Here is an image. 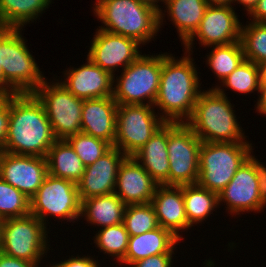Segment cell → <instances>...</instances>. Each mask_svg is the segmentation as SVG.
<instances>
[{"instance_id": "cell-14", "label": "cell", "mask_w": 266, "mask_h": 267, "mask_svg": "<svg viewBox=\"0 0 266 267\" xmlns=\"http://www.w3.org/2000/svg\"><path fill=\"white\" fill-rule=\"evenodd\" d=\"M141 47L135 39L97 28L87 57L114 77L118 68L124 70L142 54Z\"/></svg>"}, {"instance_id": "cell-21", "label": "cell", "mask_w": 266, "mask_h": 267, "mask_svg": "<svg viewBox=\"0 0 266 267\" xmlns=\"http://www.w3.org/2000/svg\"><path fill=\"white\" fill-rule=\"evenodd\" d=\"M117 108L113 96L83 100L81 132L114 146Z\"/></svg>"}, {"instance_id": "cell-13", "label": "cell", "mask_w": 266, "mask_h": 267, "mask_svg": "<svg viewBox=\"0 0 266 267\" xmlns=\"http://www.w3.org/2000/svg\"><path fill=\"white\" fill-rule=\"evenodd\" d=\"M235 10L233 6L208 5L198 29L183 44V49L193 54L195 40L204 48L240 41L242 22Z\"/></svg>"}, {"instance_id": "cell-26", "label": "cell", "mask_w": 266, "mask_h": 267, "mask_svg": "<svg viewBox=\"0 0 266 267\" xmlns=\"http://www.w3.org/2000/svg\"><path fill=\"white\" fill-rule=\"evenodd\" d=\"M48 174L77 184L81 179L85 165L65 139H57L47 154Z\"/></svg>"}, {"instance_id": "cell-36", "label": "cell", "mask_w": 266, "mask_h": 267, "mask_svg": "<svg viewBox=\"0 0 266 267\" xmlns=\"http://www.w3.org/2000/svg\"><path fill=\"white\" fill-rule=\"evenodd\" d=\"M175 253H162L133 262L129 267H174ZM174 257V258H173Z\"/></svg>"}, {"instance_id": "cell-40", "label": "cell", "mask_w": 266, "mask_h": 267, "mask_svg": "<svg viewBox=\"0 0 266 267\" xmlns=\"http://www.w3.org/2000/svg\"><path fill=\"white\" fill-rule=\"evenodd\" d=\"M0 267H37V266L27 260L10 257L0 252Z\"/></svg>"}, {"instance_id": "cell-19", "label": "cell", "mask_w": 266, "mask_h": 267, "mask_svg": "<svg viewBox=\"0 0 266 267\" xmlns=\"http://www.w3.org/2000/svg\"><path fill=\"white\" fill-rule=\"evenodd\" d=\"M158 184L132 157L121 163L116 178L115 194L126 204L151 203Z\"/></svg>"}, {"instance_id": "cell-4", "label": "cell", "mask_w": 266, "mask_h": 267, "mask_svg": "<svg viewBox=\"0 0 266 267\" xmlns=\"http://www.w3.org/2000/svg\"><path fill=\"white\" fill-rule=\"evenodd\" d=\"M93 13L102 24L98 29L135 39L142 46L160 31L159 11L140 0H96Z\"/></svg>"}, {"instance_id": "cell-37", "label": "cell", "mask_w": 266, "mask_h": 267, "mask_svg": "<svg viewBox=\"0 0 266 267\" xmlns=\"http://www.w3.org/2000/svg\"><path fill=\"white\" fill-rule=\"evenodd\" d=\"M254 167L257 179H258V189L262 203L266 206V165L260 162L259 159L252 153L247 159Z\"/></svg>"}, {"instance_id": "cell-5", "label": "cell", "mask_w": 266, "mask_h": 267, "mask_svg": "<svg viewBox=\"0 0 266 267\" xmlns=\"http://www.w3.org/2000/svg\"><path fill=\"white\" fill-rule=\"evenodd\" d=\"M23 29L0 27V63L4 95L33 93L46 79L29 51Z\"/></svg>"}, {"instance_id": "cell-1", "label": "cell", "mask_w": 266, "mask_h": 267, "mask_svg": "<svg viewBox=\"0 0 266 267\" xmlns=\"http://www.w3.org/2000/svg\"><path fill=\"white\" fill-rule=\"evenodd\" d=\"M191 55L185 51L178 59L162 52L160 86L153 106L166 123H186L203 91L198 76L201 73Z\"/></svg>"}, {"instance_id": "cell-9", "label": "cell", "mask_w": 266, "mask_h": 267, "mask_svg": "<svg viewBox=\"0 0 266 267\" xmlns=\"http://www.w3.org/2000/svg\"><path fill=\"white\" fill-rule=\"evenodd\" d=\"M30 214L37 217L46 227L48 217L58 222L76 223L81 220V200L77 184L72 181L47 175L36 194L30 199ZM61 219V221H60Z\"/></svg>"}, {"instance_id": "cell-47", "label": "cell", "mask_w": 266, "mask_h": 267, "mask_svg": "<svg viewBox=\"0 0 266 267\" xmlns=\"http://www.w3.org/2000/svg\"><path fill=\"white\" fill-rule=\"evenodd\" d=\"M0 95H4V74L0 63Z\"/></svg>"}, {"instance_id": "cell-39", "label": "cell", "mask_w": 266, "mask_h": 267, "mask_svg": "<svg viewBox=\"0 0 266 267\" xmlns=\"http://www.w3.org/2000/svg\"><path fill=\"white\" fill-rule=\"evenodd\" d=\"M9 120V95H0V149L6 140Z\"/></svg>"}, {"instance_id": "cell-35", "label": "cell", "mask_w": 266, "mask_h": 267, "mask_svg": "<svg viewBox=\"0 0 266 267\" xmlns=\"http://www.w3.org/2000/svg\"><path fill=\"white\" fill-rule=\"evenodd\" d=\"M30 214V199L0 177V219Z\"/></svg>"}, {"instance_id": "cell-32", "label": "cell", "mask_w": 266, "mask_h": 267, "mask_svg": "<svg viewBox=\"0 0 266 267\" xmlns=\"http://www.w3.org/2000/svg\"><path fill=\"white\" fill-rule=\"evenodd\" d=\"M247 23L242 25L240 42L245 59L258 65L266 61V23Z\"/></svg>"}, {"instance_id": "cell-29", "label": "cell", "mask_w": 266, "mask_h": 267, "mask_svg": "<svg viewBox=\"0 0 266 267\" xmlns=\"http://www.w3.org/2000/svg\"><path fill=\"white\" fill-rule=\"evenodd\" d=\"M206 55V64L216 76L219 84L230 75L245 59L240 41L219 46H211Z\"/></svg>"}, {"instance_id": "cell-18", "label": "cell", "mask_w": 266, "mask_h": 267, "mask_svg": "<svg viewBox=\"0 0 266 267\" xmlns=\"http://www.w3.org/2000/svg\"><path fill=\"white\" fill-rule=\"evenodd\" d=\"M127 156L116 147H112L95 163L85 167L77 183L80 200L115 192L118 170Z\"/></svg>"}, {"instance_id": "cell-7", "label": "cell", "mask_w": 266, "mask_h": 267, "mask_svg": "<svg viewBox=\"0 0 266 267\" xmlns=\"http://www.w3.org/2000/svg\"><path fill=\"white\" fill-rule=\"evenodd\" d=\"M252 143L202 142L198 184L219 194L254 153Z\"/></svg>"}, {"instance_id": "cell-48", "label": "cell", "mask_w": 266, "mask_h": 267, "mask_svg": "<svg viewBox=\"0 0 266 267\" xmlns=\"http://www.w3.org/2000/svg\"><path fill=\"white\" fill-rule=\"evenodd\" d=\"M2 219H0V245H1V226H2Z\"/></svg>"}, {"instance_id": "cell-22", "label": "cell", "mask_w": 266, "mask_h": 267, "mask_svg": "<svg viewBox=\"0 0 266 267\" xmlns=\"http://www.w3.org/2000/svg\"><path fill=\"white\" fill-rule=\"evenodd\" d=\"M164 5L166 9L159 11V29L165 24L163 20L167 15L183 45L198 29L208 3L206 0H165Z\"/></svg>"}, {"instance_id": "cell-28", "label": "cell", "mask_w": 266, "mask_h": 267, "mask_svg": "<svg viewBox=\"0 0 266 267\" xmlns=\"http://www.w3.org/2000/svg\"><path fill=\"white\" fill-rule=\"evenodd\" d=\"M183 199L188 229L198 224L200 226L217 208L219 209L218 194L201 187L198 183L183 185Z\"/></svg>"}, {"instance_id": "cell-27", "label": "cell", "mask_w": 266, "mask_h": 267, "mask_svg": "<svg viewBox=\"0 0 266 267\" xmlns=\"http://www.w3.org/2000/svg\"><path fill=\"white\" fill-rule=\"evenodd\" d=\"M52 1L0 0V27L23 29L27 24L41 17L46 12L45 10L50 7Z\"/></svg>"}, {"instance_id": "cell-31", "label": "cell", "mask_w": 266, "mask_h": 267, "mask_svg": "<svg viewBox=\"0 0 266 267\" xmlns=\"http://www.w3.org/2000/svg\"><path fill=\"white\" fill-rule=\"evenodd\" d=\"M96 232L93 237L95 246L101 253L111 256V259L114 257L115 263L119 264L125 258L129 240L124 224L103 227Z\"/></svg>"}, {"instance_id": "cell-24", "label": "cell", "mask_w": 266, "mask_h": 267, "mask_svg": "<svg viewBox=\"0 0 266 267\" xmlns=\"http://www.w3.org/2000/svg\"><path fill=\"white\" fill-rule=\"evenodd\" d=\"M168 123H165L132 157L158 185L168 186Z\"/></svg>"}, {"instance_id": "cell-16", "label": "cell", "mask_w": 266, "mask_h": 267, "mask_svg": "<svg viewBox=\"0 0 266 267\" xmlns=\"http://www.w3.org/2000/svg\"><path fill=\"white\" fill-rule=\"evenodd\" d=\"M48 175L47 159L39 156L0 153V177L31 199Z\"/></svg>"}, {"instance_id": "cell-33", "label": "cell", "mask_w": 266, "mask_h": 267, "mask_svg": "<svg viewBox=\"0 0 266 267\" xmlns=\"http://www.w3.org/2000/svg\"><path fill=\"white\" fill-rule=\"evenodd\" d=\"M123 224L129 236H136L159 227L151 203L129 204L126 206Z\"/></svg>"}, {"instance_id": "cell-15", "label": "cell", "mask_w": 266, "mask_h": 267, "mask_svg": "<svg viewBox=\"0 0 266 267\" xmlns=\"http://www.w3.org/2000/svg\"><path fill=\"white\" fill-rule=\"evenodd\" d=\"M224 204H223V203ZM226 205V211L236 217L240 213L264 212L266 206L262 203L258 179L253 165L246 162L236 171L229 184L218 194V205Z\"/></svg>"}, {"instance_id": "cell-23", "label": "cell", "mask_w": 266, "mask_h": 267, "mask_svg": "<svg viewBox=\"0 0 266 267\" xmlns=\"http://www.w3.org/2000/svg\"><path fill=\"white\" fill-rule=\"evenodd\" d=\"M180 241L170 230L161 226L140 235L129 236L125 258L119 265L122 267L125 264L124 267H129L133 262L152 255L174 253Z\"/></svg>"}, {"instance_id": "cell-30", "label": "cell", "mask_w": 266, "mask_h": 267, "mask_svg": "<svg viewBox=\"0 0 266 267\" xmlns=\"http://www.w3.org/2000/svg\"><path fill=\"white\" fill-rule=\"evenodd\" d=\"M226 88L231 89L232 92L239 93V95L259 92L260 83L257 64L244 59L230 75L222 80L220 85L216 84V86L211 87V89H215L224 96L227 94L225 92Z\"/></svg>"}, {"instance_id": "cell-17", "label": "cell", "mask_w": 266, "mask_h": 267, "mask_svg": "<svg viewBox=\"0 0 266 267\" xmlns=\"http://www.w3.org/2000/svg\"><path fill=\"white\" fill-rule=\"evenodd\" d=\"M72 68V69H71ZM64 72V73H63ZM59 82L73 95L82 100L113 96L114 77L93 63L88 57L79 68L69 67L62 71Z\"/></svg>"}, {"instance_id": "cell-20", "label": "cell", "mask_w": 266, "mask_h": 267, "mask_svg": "<svg viewBox=\"0 0 266 267\" xmlns=\"http://www.w3.org/2000/svg\"><path fill=\"white\" fill-rule=\"evenodd\" d=\"M151 204L155 210L159 226L170 230L180 240L182 232H188L182 186L158 185Z\"/></svg>"}, {"instance_id": "cell-38", "label": "cell", "mask_w": 266, "mask_h": 267, "mask_svg": "<svg viewBox=\"0 0 266 267\" xmlns=\"http://www.w3.org/2000/svg\"><path fill=\"white\" fill-rule=\"evenodd\" d=\"M95 255L94 256H89L87 254L80 256L79 254H77L76 256L71 255V257L69 256L68 259H62L59 263L55 262V264L58 267H100L99 262H97L95 259Z\"/></svg>"}, {"instance_id": "cell-25", "label": "cell", "mask_w": 266, "mask_h": 267, "mask_svg": "<svg viewBox=\"0 0 266 267\" xmlns=\"http://www.w3.org/2000/svg\"><path fill=\"white\" fill-rule=\"evenodd\" d=\"M126 204L115 194L96 196L81 201L80 218L99 229L123 223Z\"/></svg>"}, {"instance_id": "cell-45", "label": "cell", "mask_w": 266, "mask_h": 267, "mask_svg": "<svg viewBox=\"0 0 266 267\" xmlns=\"http://www.w3.org/2000/svg\"><path fill=\"white\" fill-rule=\"evenodd\" d=\"M142 3H145V4H147V5H149V6H151V7H153V8H155L157 11H160L162 8L161 7H163V5L162 6H160V4L162 3V4H164V2H165V0H140ZM161 2V3H160ZM159 3V4H158Z\"/></svg>"}, {"instance_id": "cell-3", "label": "cell", "mask_w": 266, "mask_h": 267, "mask_svg": "<svg viewBox=\"0 0 266 267\" xmlns=\"http://www.w3.org/2000/svg\"><path fill=\"white\" fill-rule=\"evenodd\" d=\"M207 89L198 96L193 114L186 122L194 134L202 142L251 143L239 125L228 94L224 96L215 89Z\"/></svg>"}, {"instance_id": "cell-8", "label": "cell", "mask_w": 266, "mask_h": 267, "mask_svg": "<svg viewBox=\"0 0 266 267\" xmlns=\"http://www.w3.org/2000/svg\"><path fill=\"white\" fill-rule=\"evenodd\" d=\"M49 233V228L32 214L4 219L1 226L0 252L41 267L43 259L47 257L49 250H52L49 248Z\"/></svg>"}, {"instance_id": "cell-12", "label": "cell", "mask_w": 266, "mask_h": 267, "mask_svg": "<svg viewBox=\"0 0 266 267\" xmlns=\"http://www.w3.org/2000/svg\"><path fill=\"white\" fill-rule=\"evenodd\" d=\"M114 146L132 156L166 123L154 106L118 105Z\"/></svg>"}, {"instance_id": "cell-42", "label": "cell", "mask_w": 266, "mask_h": 267, "mask_svg": "<svg viewBox=\"0 0 266 267\" xmlns=\"http://www.w3.org/2000/svg\"><path fill=\"white\" fill-rule=\"evenodd\" d=\"M258 94L257 102L254 105L256 109V113L258 112V115H264L266 116V85H260L259 92H256ZM260 93V94H259Z\"/></svg>"}, {"instance_id": "cell-11", "label": "cell", "mask_w": 266, "mask_h": 267, "mask_svg": "<svg viewBox=\"0 0 266 267\" xmlns=\"http://www.w3.org/2000/svg\"><path fill=\"white\" fill-rule=\"evenodd\" d=\"M202 141L186 123H168V186L196 184Z\"/></svg>"}, {"instance_id": "cell-44", "label": "cell", "mask_w": 266, "mask_h": 267, "mask_svg": "<svg viewBox=\"0 0 266 267\" xmlns=\"http://www.w3.org/2000/svg\"><path fill=\"white\" fill-rule=\"evenodd\" d=\"M260 85H266V61L257 65Z\"/></svg>"}, {"instance_id": "cell-2", "label": "cell", "mask_w": 266, "mask_h": 267, "mask_svg": "<svg viewBox=\"0 0 266 267\" xmlns=\"http://www.w3.org/2000/svg\"><path fill=\"white\" fill-rule=\"evenodd\" d=\"M57 140L42 103L33 93L9 95L4 152L46 158Z\"/></svg>"}, {"instance_id": "cell-46", "label": "cell", "mask_w": 266, "mask_h": 267, "mask_svg": "<svg viewBox=\"0 0 266 267\" xmlns=\"http://www.w3.org/2000/svg\"><path fill=\"white\" fill-rule=\"evenodd\" d=\"M208 5H227V6H233L231 5L233 0H206Z\"/></svg>"}, {"instance_id": "cell-34", "label": "cell", "mask_w": 266, "mask_h": 267, "mask_svg": "<svg viewBox=\"0 0 266 267\" xmlns=\"http://www.w3.org/2000/svg\"><path fill=\"white\" fill-rule=\"evenodd\" d=\"M86 166L95 163L113 146L105 140L79 132L65 139Z\"/></svg>"}, {"instance_id": "cell-10", "label": "cell", "mask_w": 266, "mask_h": 267, "mask_svg": "<svg viewBox=\"0 0 266 267\" xmlns=\"http://www.w3.org/2000/svg\"><path fill=\"white\" fill-rule=\"evenodd\" d=\"M56 77L50 82L46 79L33 94L42 103L55 137L66 139L81 132L83 100L68 91Z\"/></svg>"}, {"instance_id": "cell-49", "label": "cell", "mask_w": 266, "mask_h": 267, "mask_svg": "<svg viewBox=\"0 0 266 267\" xmlns=\"http://www.w3.org/2000/svg\"><path fill=\"white\" fill-rule=\"evenodd\" d=\"M48 264H49V267H58V266L55 264V262H54L53 264H51L50 262H48Z\"/></svg>"}, {"instance_id": "cell-41", "label": "cell", "mask_w": 266, "mask_h": 267, "mask_svg": "<svg viewBox=\"0 0 266 267\" xmlns=\"http://www.w3.org/2000/svg\"><path fill=\"white\" fill-rule=\"evenodd\" d=\"M248 16L250 21L266 23V0H258L256 6L248 14Z\"/></svg>"}, {"instance_id": "cell-43", "label": "cell", "mask_w": 266, "mask_h": 267, "mask_svg": "<svg viewBox=\"0 0 266 267\" xmlns=\"http://www.w3.org/2000/svg\"><path fill=\"white\" fill-rule=\"evenodd\" d=\"M258 0H233L232 4H240L243 6L244 10L246 11L247 15L253 10L256 6Z\"/></svg>"}, {"instance_id": "cell-6", "label": "cell", "mask_w": 266, "mask_h": 267, "mask_svg": "<svg viewBox=\"0 0 266 267\" xmlns=\"http://www.w3.org/2000/svg\"><path fill=\"white\" fill-rule=\"evenodd\" d=\"M161 70L162 53L141 54L122 70L120 76H114V100L118 105L153 106L160 86Z\"/></svg>"}]
</instances>
